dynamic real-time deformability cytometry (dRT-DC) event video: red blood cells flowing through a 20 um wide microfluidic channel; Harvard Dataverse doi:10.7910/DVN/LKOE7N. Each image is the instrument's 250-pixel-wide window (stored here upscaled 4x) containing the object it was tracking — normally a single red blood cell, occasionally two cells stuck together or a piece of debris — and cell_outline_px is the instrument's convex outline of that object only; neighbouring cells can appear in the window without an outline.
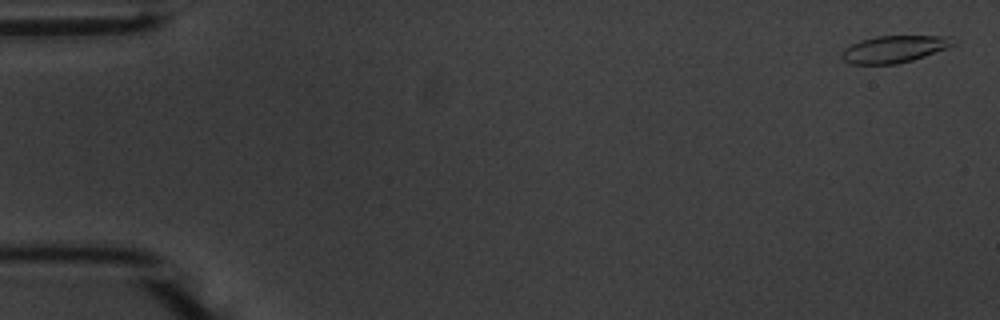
{"species": "common noctule bat (a hibernating species)", "species_latin": "Nyctalus noctula", "temperature_condition": "warm", "stored_images_in_passage": 11, "camera_frame_rate_fps": 3000, "um_per_image_px": 0.085, "animal": {"sex": "male", "body_mass_g": 20.1, "forearm_length_mm": 53.5}, "frame": {"image": 1, "passage_image": 2, "time_ms": 0.333, "image_size_px": [1000, 320], "cell_outline_px": [[956, 44], [948, 48], [912, 60], [896, 64], [852, 64], [844, 60], [840, 56], [844, 48], [860, 40], [876, 36], [952, 36], [956, 40]], "centroid_in_image_um": [76.03, 4.16], "position_along_channel_um": 9.0, "area_um2": 17.63}}